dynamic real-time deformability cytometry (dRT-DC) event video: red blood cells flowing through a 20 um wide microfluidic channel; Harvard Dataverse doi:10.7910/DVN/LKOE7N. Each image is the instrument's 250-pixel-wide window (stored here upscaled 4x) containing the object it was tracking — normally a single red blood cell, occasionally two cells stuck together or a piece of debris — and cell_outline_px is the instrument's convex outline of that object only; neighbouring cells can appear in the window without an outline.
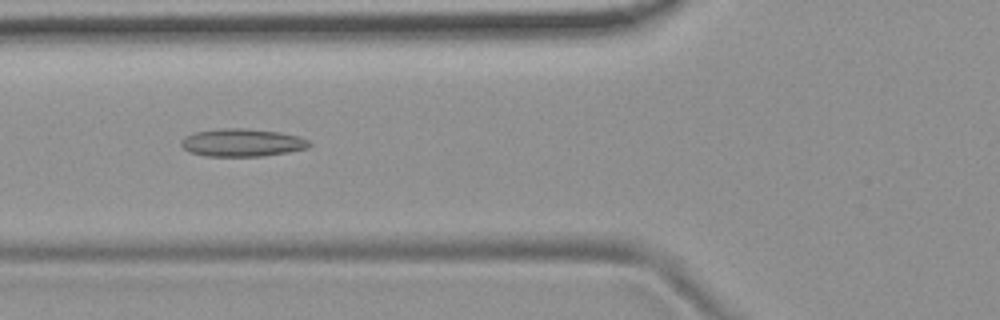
{"species": "common noctule bat (a hibernating species)", "species_latin": "Nyctalus noctula", "temperature_condition": "room temperature", "stored_images_in_passage": 48, "camera_frame_rate_fps": 3000, "um_per_image_px": 0.085, "animal": {"sex": "female", "body_mass_g": 19.9}, "frame": {"image": 1, "passage_image": 18, "time_ms": 5.667, "image_size_px": [1000, 320], "cell_outline_px": [[312, 144], [308, 148], [288, 152], [264, 156], [204, 156], [188, 152], [180, 144], [180, 140], [184, 136], [192, 132], [220, 128], [248, 128], [280, 132], [296, 136], [308, 140]], "centroid_in_image_um": [20.53, 12.12], "position_along_channel_um": 105.3, "area_um2": 21.04}}
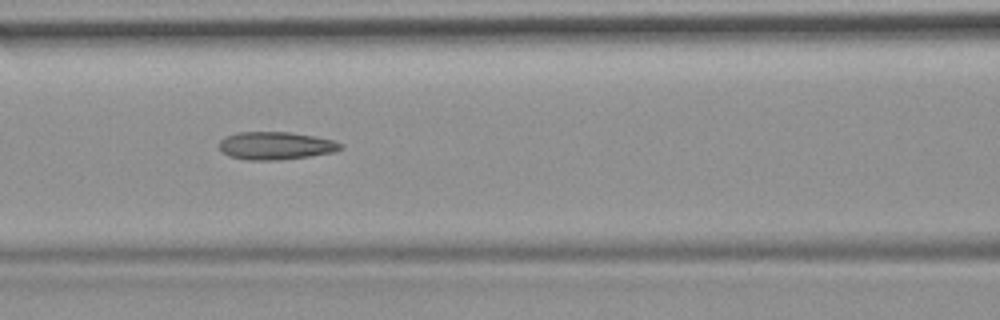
{"frame": {"image": 2, "passage_image": 21, "time_ms": 6.667, "image_size_px": [1000, 320], "cell_outline_px": [[344, 148], [336, 152], [280, 160], [248, 160], [228, 156], [220, 148], [220, 140], [224, 136], [240, 132], [288, 132], [316, 136], [332, 140], [344, 144]], "centroid_in_image_um": [23.47, 12.38], "position_along_channel_um": 143.1, "area_um2": 19.77}}
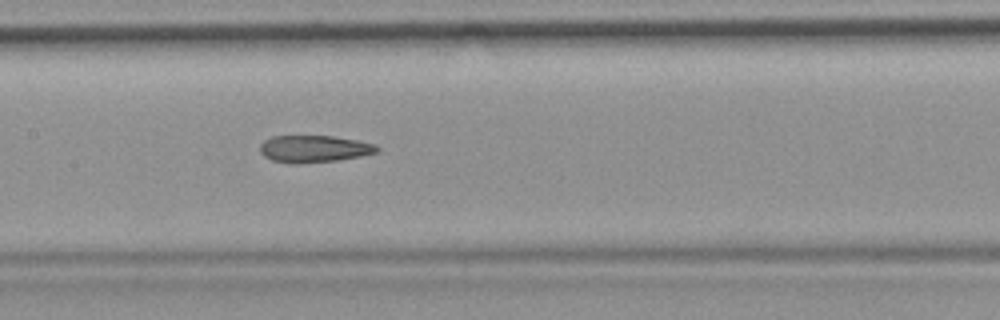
{"frame": {"image": 3, "passage_image": 24, "time_ms": 7.667, "image_size_px": [1000, 320], "cell_outline_px": [[380, 148], [376, 152], [360, 156], [340, 160], [296, 164], [292, 164], [272, 160], [264, 156], [260, 152], [260, 144], [264, 140], [272, 136], [332, 136], [356, 140], [376, 144]], "centroid_in_image_um": [26.68, 12.65], "position_along_channel_um": 180.7, "area_um2": 18.5}}